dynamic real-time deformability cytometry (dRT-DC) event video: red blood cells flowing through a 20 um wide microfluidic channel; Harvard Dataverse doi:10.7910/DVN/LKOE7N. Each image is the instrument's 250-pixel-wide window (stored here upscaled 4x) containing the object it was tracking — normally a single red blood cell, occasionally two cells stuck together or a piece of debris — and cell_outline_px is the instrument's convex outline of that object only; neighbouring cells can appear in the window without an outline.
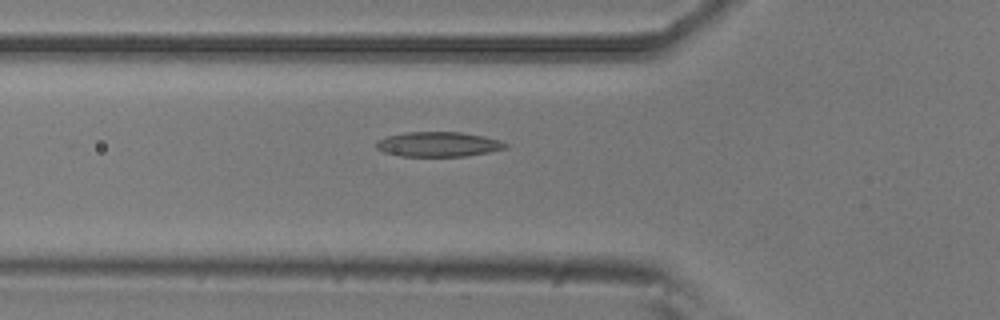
{"species": "common noctule bat (a hibernating species)", "species_latin": "Nyctalus noctula", "temperature_condition": "room temperature", "stored_images_in_passage": 27, "camera_frame_rate_fps": 3000, "um_per_image_px": 0.085, "animal": {"sex": "male", "body_mass_g": 20.5, "forearm_length_mm": 52.5}, "frame": {"image": 1, "passage_image": 2, "time_ms": 0.333, "image_size_px": [1000, 320], "cell_outline_px": [[508, 148], [488, 152], [464, 156], [400, 156], [384, 152], [376, 148], [376, 140], [388, 136], [408, 132], [460, 132], [484, 136], [500, 140], [508, 144]], "centroid_in_image_um": [37.27, 12.26], "position_along_channel_um": 88.5, "area_um2": 18.67}}
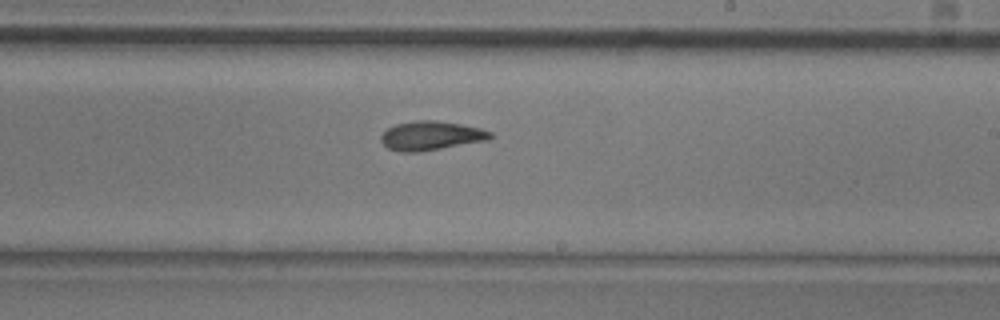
{"frame": {"image": 2, "passage_image": 15, "time_ms": 4.667, "image_size_px": [1000, 320], "cell_outline_px": [[492, 136], [488, 140], [416, 152], [400, 152], [388, 148], [380, 140], [380, 136], [388, 128], [396, 124], [416, 120], [436, 120], [460, 124], [480, 128], [492, 132]], "centroid_in_image_um": [36.62, 11.52], "position_along_channel_um": 252.4, "area_um2": 18.32}}
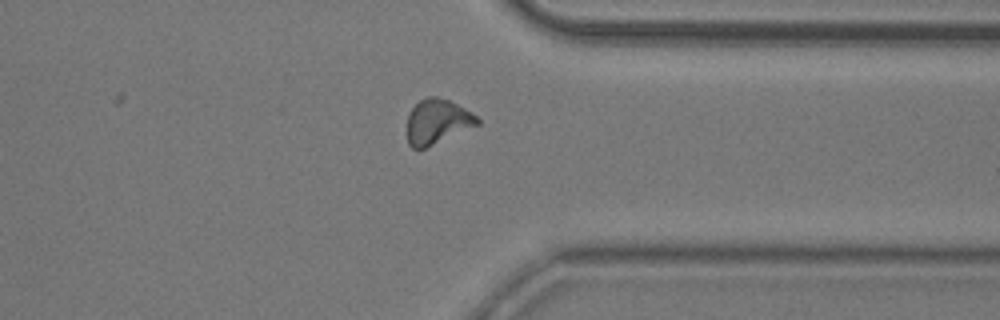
{"frame": {"image": 3, "passage_image": 25, "time_ms": 8.0, "image_size_px": [1000, 320], "cell_outline_px": [[480, 124], [424, 148], [412, 148], [408, 144], [408, 112], [420, 100], [428, 96], [436, 96], [448, 100], [472, 112], [480, 120]], "centroid_in_image_um": [37.17, 10.32], "position_along_channel_um": 374.2, "area_um2": 18.09}}